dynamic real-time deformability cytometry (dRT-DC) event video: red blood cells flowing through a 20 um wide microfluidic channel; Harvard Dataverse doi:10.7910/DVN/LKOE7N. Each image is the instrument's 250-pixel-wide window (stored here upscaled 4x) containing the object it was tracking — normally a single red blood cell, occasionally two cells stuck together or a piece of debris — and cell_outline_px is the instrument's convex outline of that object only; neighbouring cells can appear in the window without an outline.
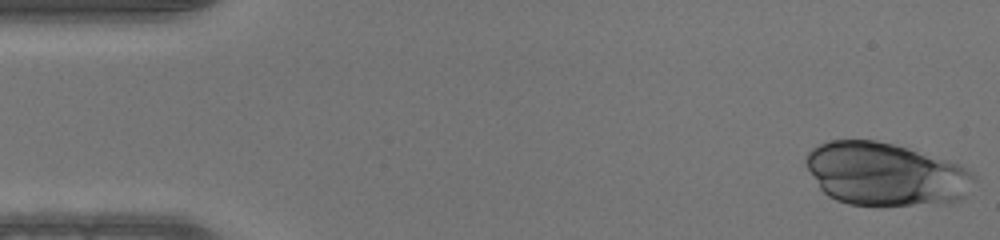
{"species": "human", "species_latin": "Homo sapiens", "temperature_condition": "warm", "stored_images_in_passage": 48, "camera_frame_rate_fps": 3000, "um_per_image_px": 0.085, "donor": {"sex": "male"}, "frame": {"image": 1, "passage_image": 1, "time_ms": 0.0, "image_size_px": [1000, 240], "cell_outline_px": [[976, 180], [964, 196], [960, 200], [948, 204], [848, 204], [836, 200], [828, 196], [820, 188], [808, 168], [804, 160], [808, 152], [812, 148], [828, 140], [876, 140], [892, 144], [960, 164], [972, 172], [976, 176]], "centroid_in_image_um": [75.28, 14.8], "position_along_channel_um": 9.7, "area_um2": 61.44}}